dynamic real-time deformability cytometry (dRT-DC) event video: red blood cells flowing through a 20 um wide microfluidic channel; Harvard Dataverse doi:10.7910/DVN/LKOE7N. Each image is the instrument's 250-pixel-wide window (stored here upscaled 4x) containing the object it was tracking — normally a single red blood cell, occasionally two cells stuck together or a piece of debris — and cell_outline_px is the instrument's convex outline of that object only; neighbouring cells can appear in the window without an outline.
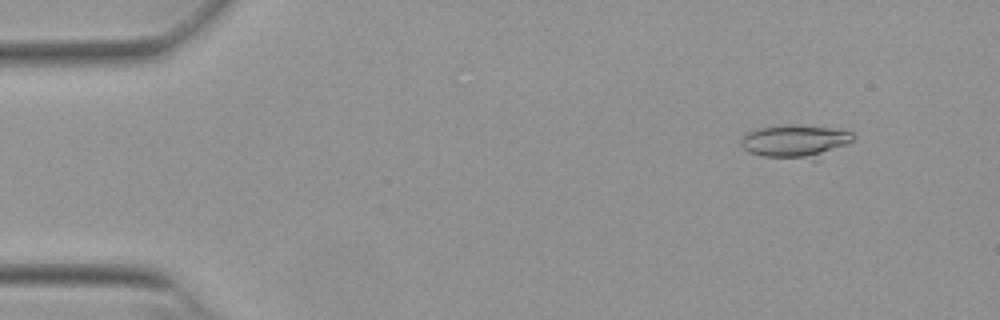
{"species": "Egyptian fruit bat (a non-hibernating species)", "species_latin": "Rousettus aegyptiacus", "temperature_condition": "warm", "stored_images_in_passage": 34, "camera_frame_rate_fps": 3000, "um_per_image_px": 0.085, "animal": {"sex": "female"}, "frame": {"image": 1, "passage_image": 3, "time_ms": 0.667, "image_size_px": [1000, 320], "cell_outline_px": [[856, 136], [852, 140], [820, 160], [812, 160], [760, 156], [748, 152], [740, 144], [740, 140], [748, 132], [756, 128], [780, 124], [792, 124], [836, 128], [852, 132]], "centroid_in_image_um": [67.61, 12.01], "position_along_channel_um": 17.4, "area_um2": 22.25}}
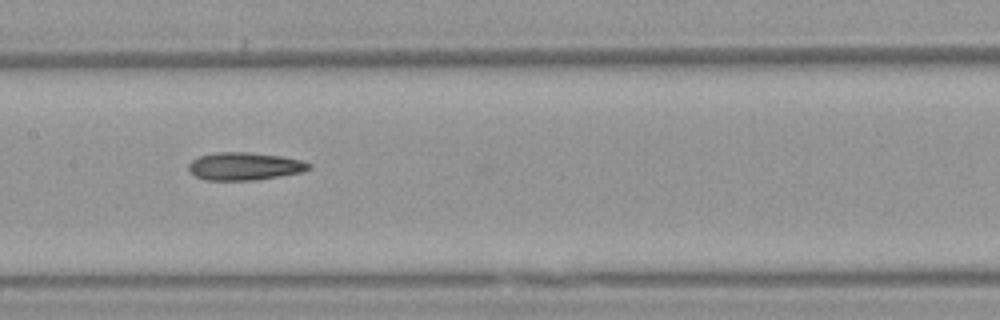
{"frame": {"image": 2, "passage_image": 24, "time_ms": 7.667, "image_size_px": [1000, 320], "cell_outline_px": [[312, 168], [304, 172], [256, 180], [204, 180], [188, 172], [188, 164], [192, 160], [200, 156], [216, 152], [248, 152], [280, 156], [300, 160], [312, 164]], "centroid_in_image_um": [20.79, 14.14], "position_along_channel_um": 186.6, "area_um2": 19.59}}
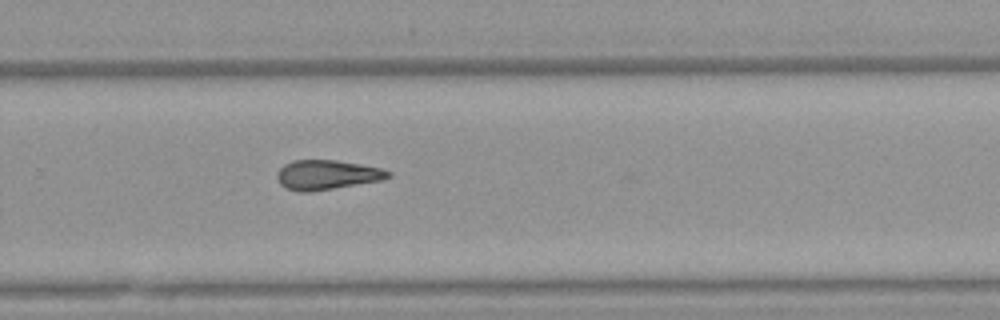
{"frame": {"image": 3, "passage_image": 33, "time_ms": 10.667, "image_size_px": [1000, 320], "cell_outline_px": [[392, 176], [384, 180], [308, 192], [300, 192], [284, 188], [280, 184], [276, 176], [276, 172], [284, 164], [292, 160], [336, 160], [360, 164], [380, 168], [392, 172]], "centroid_in_image_um": [27.78, 14.86], "position_along_channel_um": 302.0, "area_um2": 19.31}}